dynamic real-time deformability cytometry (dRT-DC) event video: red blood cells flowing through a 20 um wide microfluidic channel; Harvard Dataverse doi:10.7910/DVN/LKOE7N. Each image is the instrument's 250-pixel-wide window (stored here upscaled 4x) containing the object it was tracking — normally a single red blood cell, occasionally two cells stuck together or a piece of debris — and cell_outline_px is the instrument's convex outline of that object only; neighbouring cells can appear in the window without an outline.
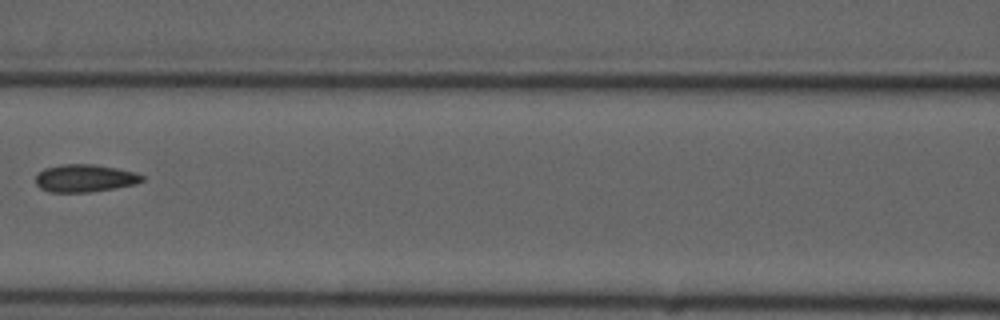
{"species": "common noctule bat (a hibernating species)", "species_latin": "Nyctalus noctula", "temperature_condition": "cold", "stored_images_in_passage": 11, "camera_frame_rate_fps": 3000, "um_per_image_px": 0.085, "animal": {"sex": "male", "forearm_length_mm": 52.5}, "frame": {"image": 1, "passage_image": 7, "time_ms": 8.0, "image_size_px": [1000, 320], "cell_outline_px": [[144, 180], [136, 184], [88, 192], [48, 192], [40, 188], [36, 184], [36, 176], [44, 168], [64, 164], [96, 164], [136, 172], [144, 176]], "centroid_in_image_um": [7.21, 15.14], "position_along_channel_um": 159.4, "area_um2": 17.11}}
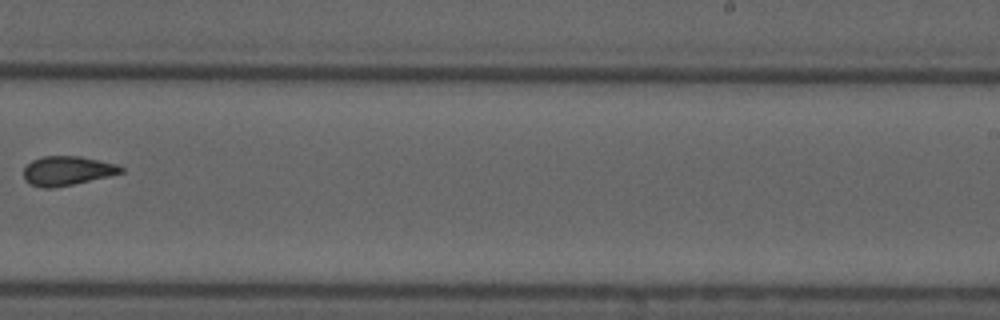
{"frame": {"image": 2, "passage_image": 10, "time_ms": 11.333, "image_size_px": [1000, 320], "cell_outline_px": [[124, 172], [112, 176], [56, 188], [40, 188], [28, 184], [24, 180], [24, 168], [32, 160], [44, 156], [80, 156], [116, 164], [124, 168]], "centroid_in_image_um": [5.71, 14.54], "position_along_channel_um": 283.3, "area_um2": 16.88}}
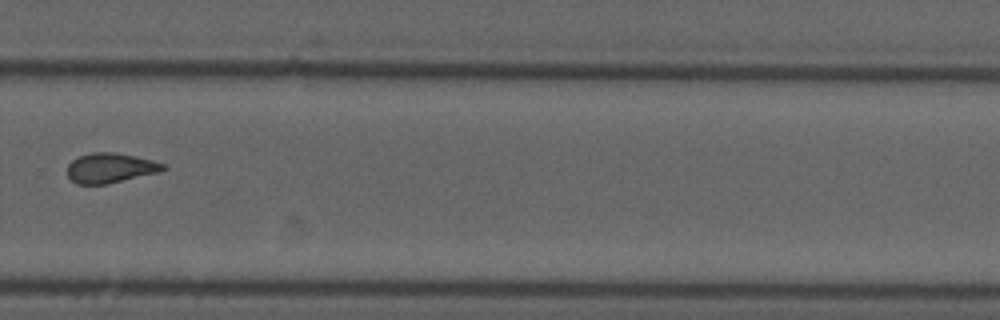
{"frame": {"image": 3, "passage_image": 11, "time_ms": 12.333, "image_size_px": [1000, 320], "cell_outline_px": [[168, 168], [160, 172], [108, 184], [76, 184], [68, 176], [68, 164], [72, 160], [80, 156], [92, 152], [112, 152], [136, 156], [152, 160], [164, 164]], "centroid_in_image_um": [9.4, 14.28], "position_along_channel_um": 320.4, "area_um2": 16.7}}